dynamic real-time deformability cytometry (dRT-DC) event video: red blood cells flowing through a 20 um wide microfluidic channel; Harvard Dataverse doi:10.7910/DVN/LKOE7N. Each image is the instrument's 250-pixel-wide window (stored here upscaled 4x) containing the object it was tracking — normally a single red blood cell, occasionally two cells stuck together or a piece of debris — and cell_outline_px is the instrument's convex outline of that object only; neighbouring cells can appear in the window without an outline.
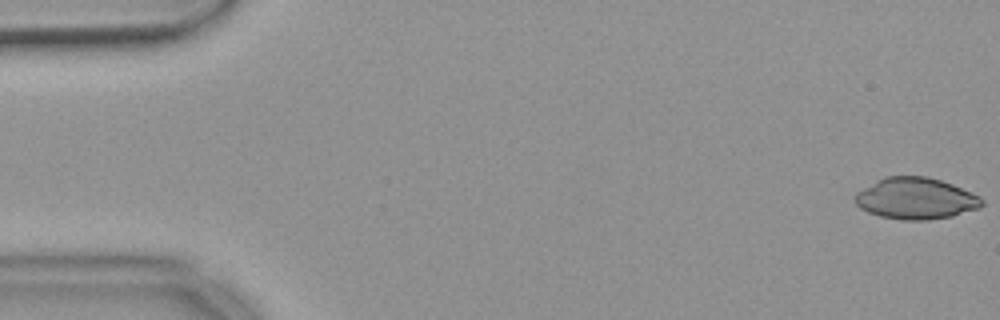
{"species": "common noctule bat (a hibernating species)", "species_latin": "Nyctalus noctula", "temperature_condition": "warm", "stored_images_in_passage": 11, "camera_frame_rate_fps": 3000, "um_per_image_px": 0.085, "animal": {"sex": "female", "body_mass_g": 18.4}, "frame": {"image": 1, "passage_image": 1, "time_ms": 0.0, "image_size_px": [1000, 320], "cell_outline_px": [[984, 204], [980, 208], [952, 216], [928, 220], [904, 220], [880, 216], [868, 212], [860, 208], [856, 204], [856, 192], [876, 180], [884, 176], [928, 176], [952, 184], [980, 196], [984, 200]], "centroid_in_image_um": [77.85, 16.87], "position_along_channel_um": 7.1, "area_um2": 30.75}}